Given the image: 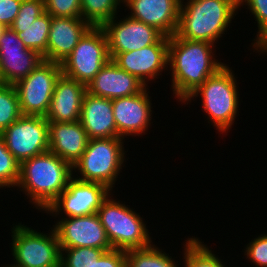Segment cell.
Returning <instances> with one entry per match:
<instances>
[{
  "label": "cell",
  "mask_w": 267,
  "mask_h": 267,
  "mask_svg": "<svg viewBox=\"0 0 267 267\" xmlns=\"http://www.w3.org/2000/svg\"><path fill=\"white\" fill-rule=\"evenodd\" d=\"M216 47L206 41H190L175 34L169 37L168 74L172 98L179 104L226 65L216 58Z\"/></svg>",
  "instance_id": "cell-1"
},
{
  "label": "cell",
  "mask_w": 267,
  "mask_h": 267,
  "mask_svg": "<svg viewBox=\"0 0 267 267\" xmlns=\"http://www.w3.org/2000/svg\"><path fill=\"white\" fill-rule=\"evenodd\" d=\"M72 177V166L49 150L20 164L16 190L27 196L33 209L44 212Z\"/></svg>",
  "instance_id": "cell-2"
},
{
  "label": "cell",
  "mask_w": 267,
  "mask_h": 267,
  "mask_svg": "<svg viewBox=\"0 0 267 267\" xmlns=\"http://www.w3.org/2000/svg\"><path fill=\"white\" fill-rule=\"evenodd\" d=\"M238 11V0H181L175 35L216 45L227 34Z\"/></svg>",
  "instance_id": "cell-3"
},
{
  "label": "cell",
  "mask_w": 267,
  "mask_h": 267,
  "mask_svg": "<svg viewBox=\"0 0 267 267\" xmlns=\"http://www.w3.org/2000/svg\"><path fill=\"white\" fill-rule=\"evenodd\" d=\"M229 66L226 64L216 74L209 77L182 103V105H190L199 97L202 103L201 110L205 112L207 123L209 126L213 124L212 127L216 128L218 134L224 136L228 135L227 133L233 128L232 125L236 123L241 104L238 88L240 80L236 79L238 77L234 74L235 71Z\"/></svg>",
  "instance_id": "cell-4"
},
{
  "label": "cell",
  "mask_w": 267,
  "mask_h": 267,
  "mask_svg": "<svg viewBox=\"0 0 267 267\" xmlns=\"http://www.w3.org/2000/svg\"><path fill=\"white\" fill-rule=\"evenodd\" d=\"M124 142L122 137L89 139L81 158L72 166L73 177L84 182L102 183L114 191L128 160Z\"/></svg>",
  "instance_id": "cell-5"
},
{
  "label": "cell",
  "mask_w": 267,
  "mask_h": 267,
  "mask_svg": "<svg viewBox=\"0 0 267 267\" xmlns=\"http://www.w3.org/2000/svg\"><path fill=\"white\" fill-rule=\"evenodd\" d=\"M113 193L115 191L109 194L97 211L112 249L127 251L154 243L145 219Z\"/></svg>",
  "instance_id": "cell-6"
},
{
  "label": "cell",
  "mask_w": 267,
  "mask_h": 267,
  "mask_svg": "<svg viewBox=\"0 0 267 267\" xmlns=\"http://www.w3.org/2000/svg\"><path fill=\"white\" fill-rule=\"evenodd\" d=\"M10 231L12 239L9 247L13 257L11 266L60 267L61 248L53 227L46 233L22 222H15Z\"/></svg>",
  "instance_id": "cell-7"
},
{
  "label": "cell",
  "mask_w": 267,
  "mask_h": 267,
  "mask_svg": "<svg viewBox=\"0 0 267 267\" xmlns=\"http://www.w3.org/2000/svg\"><path fill=\"white\" fill-rule=\"evenodd\" d=\"M110 60L104 29L92 26L60 65L64 76L87 86Z\"/></svg>",
  "instance_id": "cell-8"
},
{
  "label": "cell",
  "mask_w": 267,
  "mask_h": 267,
  "mask_svg": "<svg viewBox=\"0 0 267 267\" xmlns=\"http://www.w3.org/2000/svg\"><path fill=\"white\" fill-rule=\"evenodd\" d=\"M61 74L60 63L43 60L27 77L14 84L22 115H47L56 80Z\"/></svg>",
  "instance_id": "cell-9"
},
{
  "label": "cell",
  "mask_w": 267,
  "mask_h": 267,
  "mask_svg": "<svg viewBox=\"0 0 267 267\" xmlns=\"http://www.w3.org/2000/svg\"><path fill=\"white\" fill-rule=\"evenodd\" d=\"M111 192L102 183L84 182L72 177L66 189L43 213L55 219L95 214Z\"/></svg>",
  "instance_id": "cell-10"
},
{
  "label": "cell",
  "mask_w": 267,
  "mask_h": 267,
  "mask_svg": "<svg viewBox=\"0 0 267 267\" xmlns=\"http://www.w3.org/2000/svg\"><path fill=\"white\" fill-rule=\"evenodd\" d=\"M0 137L20 164L49 151L48 121L42 116L22 115Z\"/></svg>",
  "instance_id": "cell-11"
},
{
  "label": "cell",
  "mask_w": 267,
  "mask_h": 267,
  "mask_svg": "<svg viewBox=\"0 0 267 267\" xmlns=\"http://www.w3.org/2000/svg\"><path fill=\"white\" fill-rule=\"evenodd\" d=\"M110 59L129 74L137 77L146 87L162 79L168 72L169 37L162 36L155 44L123 53H109ZM164 71V72H163ZM161 75V76H160Z\"/></svg>",
  "instance_id": "cell-12"
},
{
  "label": "cell",
  "mask_w": 267,
  "mask_h": 267,
  "mask_svg": "<svg viewBox=\"0 0 267 267\" xmlns=\"http://www.w3.org/2000/svg\"><path fill=\"white\" fill-rule=\"evenodd\" d=\"M52 227L57 234L60 248L91 247L104 251L112 249L97 213L58 218Z\"/></svg>",
  "instance_id": "cell-13"
},
{
  "label": "cell",
  "mask_w": 267,
  "mask_h": 267,
  "mask_svg": "<svg viewBox=\"0 0 267 267\" xmlns=\"http://www.w3.org/2000/svg\"><path fill=\"white\" fill-rule=\"evenodd\" d=\"M150 87H146L142 92L112 99L114 119L116 122L118 137L128 138L147 134L153 123L154 110L152 96L150 97ZM151 99V100H150ZM143 133V134H142ZM128 136V137H127Z\"/></svg>",
  "instance_id": "cell-14"
},
{
  "label": "cell",
  "mask_w": 267,
  "mask_h": 267,
  "mask_svg": "<svg viewBox=\"0 0 267 267\" xmlns=\"http://www.w3.org/2000/svg\"><path fill=\"white\" fill-rule=\"evenodd\" d=\"M122 16H115L102 26L107 35L109 53L141 49L155 44L163 36L153 26L134 20L126 14Z\"/></svg>",
  "instance_id": "cell-15"
},
{
  "label": "cell",
  "mask_w": 267,
  "mask_h": 267,
  "mask_svg": "<svg viewBox=\"0 0 267 267\" xmlns=\"http://www.w3.org/2000/svg\"><path fill=\"white\" fill-rule=\"evenodd\" d=\"M38 52L27 49L17 33L6 27L0 38V72L5 84L27 77L42 61Z\"/></svg>",
  "instance_id": "cell-16"
},
{
  "label": "cell",
  "mask_w": 267,
  "mask_h": 267,
  "mask_svg": "<svg viewBox=\"0 0 267 267\" xmlns=\"http://www.w3.org/2000/svg\"><path fill=\"white\" fill-rule=\"evenodd\" d=\"M181 0H123L124 12L134 20L155 27L164 36L176 34Z\"/></svg>",
  "instance_id": "cell-17"
},
{
  "label": "cell",
  "mask_w": 267,
  "mask_h": 267,
  "mask_svg": "<svg viewBox=\"0 0 267 267\" xmlns=\"http://www.w3.org/2000/svg\"><path fill=\"white\" fill-rule=\"evenodd\" d=\"M145 88L137 77L120 69L112 60L107 62L86 86L87 93L107 99L136 95Z\"/></svg>",
  "instance_id": "cell-18"
},
{
  "label": "cell",
  "mask_w": 267,
  "mask_h": 267,
  "mask_svg": "<svg viewBox=\"0 0 267 267\" xmlns=\"http://www.w3.org/2000/svg\"><path fill=\"white\" fill-rule=\"evenodd\" d=\"M86 85L63 74L56 80L49 110L48 122H77L80 120Z\"/></svg>",
  "instance_id": "cell-19"
},
{
  "label": "cell",
  "mask_w": 267,
  "mask_h": 267,
  "mask_svg": "<svg viewBox=\"0 0 267 267\" xmlns=\"http://www.w3.org/2000/svg\"><path fill=\"white\" fill-rule=\"evenodd\" d=\"M91 27L82 18L51 16L47 60L61 64Z\"/></svg>",
  "instance_id": "cell-20"
},
{
  "label": "cell",
  "mask_w": 267,
  "mask_h": 267,
  "mask_svg": "<svg viewBox=\"0 0 267 267\" xmlns=\"http://www.w3.org/2000/svg\"><path fill=\"white\" fill-rule=\"evenodd\" d=\"M49 150L73 166L80 158L89 138L77 122H48Z\"/></svg>",
  "instance_id": "cell-21"
},
{
  "label": "cell",
  "mask_w": 267,
  "mask_h": 267,
  "mask_svg": "<svg viewBox=\"0 0 267 267\" xmlns=\"http://www.w3.org/2000/svg\"><path fill=\"white\" fill-rule=\"evenodd\" d=\"M79 121L89 139L118 137L112 99L93 96L86 92Z\"/></svg>",
  "instance_id": "cell-22"
},
{
  "label": "cell",
  "mask_w": 267,
  "mask_h": 267,
  "mask_svg": "<svg viewBox=\"0 0 267 267\" xmlns=\"http://www.w3.org/2000/svg\"><path fill=\"white\" fill-rule=\"evenodd\" d=\"M185 242V243H184ZM183 242L182 267H228L216 251L204 243L199 237L189 236ZM222 260V261H221ZM226 263V265H225ZM231 267V266H230Z\"/></svg>",
  "instance_id": "cell-23"
},
{
  "label": "cell",
  "mask_w": 267,
  "mask_h": 267,
  "mask_svg": "<svg viewBox=\"0 0 267 267\" xmlns=\"http://www.w3.org/2000/svg\"><path fill=\"white\" fill-rule=\"evenodd\" d=\"M51 16L45 12L28 26H10L27 49L34 50L47 60L48 34Z\"/></svg>",
  "instance_id": "cell-24"
},
{
  "label": "cell",
  "mask_w": 267,
  "mask_h": 267,
  "mask_svg": "<svg viewBox=\"0 0 267 267\" xmlns=\"http://www.w3.org/2000/svg\"><path fill=\"white\" fill-rule=\"evenodd\" d=\"M155 243L140 249L126 251V267H179L175 258ZM176 261V262H175ZM178 263V264H177Z\"/></svg>",
  "instance_id": "cell-25"
},
{
  "label": "cell",
  "mask_w": 267,
  "mask_h": 267,
  "mask_svg": "<svg viewBox=\"0 0 267 267\" xmlns=\"http://www.w3.org/2000/svg\"><path fill=\"white\" fill-rule=\"evenodd\" d=\"M123 0H81L82 19L93 27H102L119 15Z\"/></svg>",
  "instance_id": "cell-26"
},
{
  "label": "cell",
  "mask_w": 267,
  "mask_h": 267,
  "mask_svg": "<svg viewBox=\"0 0 267 267\" xmlns=\"http://www.w3.org/2000/svg\"><path fill=\"white\" fill-rule=\"evenodd\" d=\"M22 116L13 84L0 85V133Z\"/></svg>",
  "instance_id": "cell-27"
},
{
  "label": "cell",
  "mask_w": 267,
  "mask_h": 267,
  "mask_svg": "<svg viewBox=\"0 0 267 267\" xmlns=\"http://www.w3.org/2000/svg\"><path fill=\"white\" fill-rule=\"evenodd\" d=\"M239 11L242 8L247 9L246 14L249 10L250 16L253 15L254 23H257V33L255 38L251 42L250 47L252 50L257 48L267 38V0H238ZM242 7V8H241Z\"/></svg>",
  "instance_id": "cell-28"
},
{
  "label": "cell",
  "mask_w": 267,
  "mask_h": 267,
  "mask_svg": "<svg viewBox=\"0 0 267 267\" xmlns=\"http://www.w3.org/2000/svg\"><path fill=\"white\" fill-rule=\"evenodd\" d=\"M20 177V163L7 149L5 141L0 137V189L15 190Z\"/></svg>",
  "instance_id": "cell-29"
},
{
  "label": "cell",
  "mask_w": 267,
  "mask_h": 267,
  "mask_svg": "<svg viewBox=\"0 0 267 267\" xmlns=\"http://www.w3.org/2000/svg\"><path fill=\"white\" fill-rule=\"evenodd\" d=\"M103 252L91 247L61 248L60 267H91Z\"/></svg>",
  "instance_id": "cell-30"
},
{
  "label": "cell",
  "mask_w": 267,
  "mask_h": 267,
  "mask_svg": "<svg viewBox=\"0 0 267 267\" xmlns=\"http://www.w3.org/2000/svg\"><path fill=\"white\" fill-rule=\"evenodd\" d=\"M244 247V256L251 264L256 267H267V232L256 235Z\"/></svg>",
  "instance_id": "cell-31"
},
{
  "label": "cell",
  "mask_w": 267,
  "mask_h": 267,
  "mask_svg": "<svg viewBox=\"0 0 267 267\" xmlns=\"http://www.w3.org/2000/svg\"><path fill=\"white\" fill-rule=\"evenodd\" d=\"M44 5L52 17L82 18L81 0H44Z\"/></svg>",
  "instance_id": "cell-32"
},
{
  "label": "cell",
  "mask_w": 267,
  "mask_h": 267,
  "mask_svg": "<svg viewBox=\"0 0 267 267\" xmlns=\"http://www.w3.org/2000/svg\"><path fill=\"white\" fill-rule=\"evenodd\" d=\"M45 13L44 0H22L20 10L11 26H28Z\"/></svg>",
  "instance_id": "cell-33"
},
{
  "label": "cell",
  "mask_w": 267,
  "mask_h": 267,
  "mask_svg": "<svg viewBox=\"0 0 267 267\" xmlns=\"http://www.w3.org/2000/svg\"><path fill=\"white\" fill-rule=\"evenodd\" d=\"M91 267H126V251L118 249L104 251Z\"/></svg>",
  "instance_id": "cell-34"
},
{
  "label": "cell",
  "mask_w": 267,
  "mask_h": 267,
  "mask_svg": "<svg viewBox=\"0 0 267 267\" xmlns=\"http://www.w3.org/2000/svg\"><path fill=\"white\" fill-rule=\"evenodd\" d=\"M22 0H0V24L10 27L20 10Z\"/></svg>",
  "instance_id": "cell-35"
},
{
  "label": "cell",
  "mask_w": 267,
  "mask_h": 267,
  "mask_svg": "<svg viewBox=\"0 0 267 267\" xmlns=\"http://www.w3.org/2000/svg\"><path fill=\"white\" fill-rule=\"evenodd\" d=\"M258 53V56L260 55V54H266L267 55V38L257 47V48H255L254 50H253V53Z\"/></svg>",
  "instance_id": "cell-36"
},
{
  "label": "cell",
  "mask_w": 267,
  "mask_h": 267,
  "mask_svg": "<svg viewBox=\"0 0 267 267\" xmlns=\"http://www.w3.org/2000/svg\"><path fill=\"white\" fill-rule=\"evenodd\" d=\"M5 28L6 27L4 25L0 24V38H1L2 33H3V31H4Z\"/></svg>",
  "instance_id": "cell-37"
},
{
  "label": "cell",
  "mask_w": 267,
  "mask_h": 267,
  "mask_svg": "<svg viewBox=\"0 0 267 267\" xmlns=\"http://www.w3.org/2000/svg\"><path fill=\"white\" fill-rule=\"evenodd\" d=\"M1 267H13V266H11V265L9 264V262H8V264H5V265L1 264Z\"/></svg>",
  "instance_id": "cell-38"
},
{
  "label": "cell",
  "mask_w": 267,
  "mask_h": 267,
  "mask_svg": "<svg viewBox=\"0 0 267 267\" xmlns=\"http://www.w3.org/2000/svg\"><path fill=\"white\" fill-rule=\"evenodd\" d=\"M3 84L2 77H1V72H0V85Z\"/></svg>",
  "instance_id": "cell-39"
}]
</instances>
